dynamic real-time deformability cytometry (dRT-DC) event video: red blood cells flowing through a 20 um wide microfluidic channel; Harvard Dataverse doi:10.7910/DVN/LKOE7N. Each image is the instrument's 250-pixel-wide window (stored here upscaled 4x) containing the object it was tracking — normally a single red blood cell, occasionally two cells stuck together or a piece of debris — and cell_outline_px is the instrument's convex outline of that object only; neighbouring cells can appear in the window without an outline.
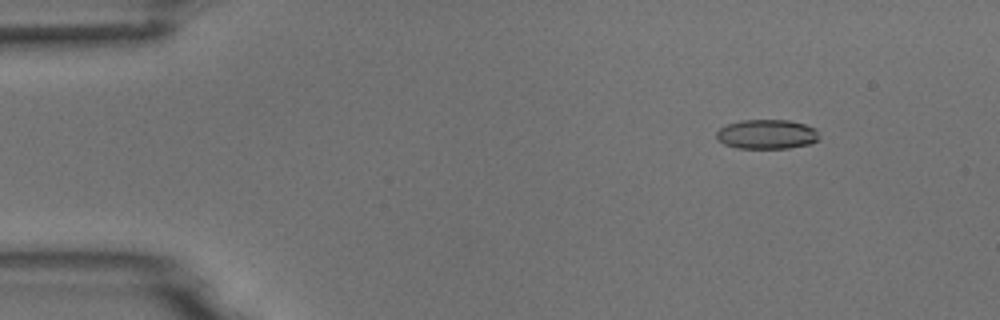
{"species": "common noctule bat (a hibernating species)", "species_latin": "Nyctalus noctula", "temperature_condition": "room temperature", "stored_images_in_passage": 7, "camera_frame_rate_fps": 3000, "um_per_image_px": 0.085, "animal": {"sex": "male", "body_mass_g": 18.8}, "frame": {"image": 1, "passage_image": 2, "time_ms": 1.333, "image_size_px": [1000, 320], "cell_outline_px": [[820, 136], [816, 140], [808, 144], [788, 148], [736, 148], [724, 144], [716, 136], [716, 132], [720, 128], [728, 124], [740, 120], [788, 120], [804, 124], [816, 128]], "centroid_in_image_um": [65.18, 11.41], "position_along_channel_um": 19.8, "area_um2": 17.57}}
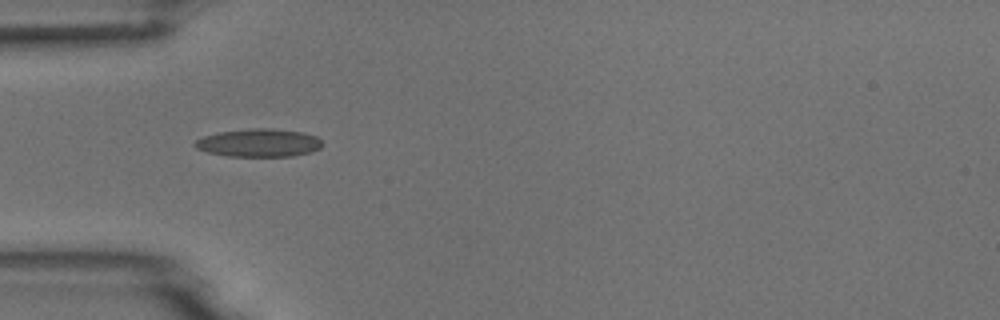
{"frame": {"image": 2, "passage_image": 5, "time_ms": 4.667, "image_size_px": [1000, 320], "cell_outline_px": [[324, 144], [320, 148], [312, 152], [292, 156], [228, 156], [208, 152], [196, 148], [192, 144], [196, 140], [204, 136], [220, 132], [252, 128], [268, 128], [304, 132], [316, 136]], "centroid_in_image_um": [22.03, 12.14], "position_along_channel_um": 63.0, "area_um2": 20.81}}